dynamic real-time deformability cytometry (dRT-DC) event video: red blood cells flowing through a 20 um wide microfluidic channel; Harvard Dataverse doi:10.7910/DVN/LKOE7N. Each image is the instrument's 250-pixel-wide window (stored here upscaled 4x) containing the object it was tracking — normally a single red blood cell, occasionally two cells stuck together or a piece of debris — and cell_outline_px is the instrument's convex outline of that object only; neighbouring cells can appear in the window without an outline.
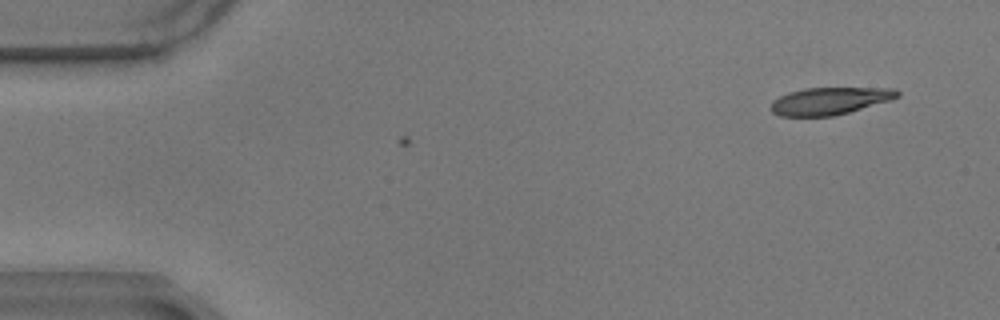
{"species": "common noctule bat (a hibernating species)", "species_latin": "Nyctalus noctula", "temperature_condition": "warm", "stored_images_in_passage": 8, "camera_frame_rate_fps": 3000, "um_per_image_px": 0.085, "animal": {"sex": "male", "body_mass_g": 17.9}, "frame": {"image": 1, "passage_image": 8, "time_ms": 2.333, "image_size_px": [1000, 320], "cell_outline_px": [[900, 96], [892, 100], [848, 112], [832, 116], [780, 116], [772, 112], [772, 100], [788, 92], [804, 88], [896, 88], [900, 92]], "centroid_in_image_um": [70.55, 8.57], "position_along_channel_um": 14.4, "area_um2": 20.11}}